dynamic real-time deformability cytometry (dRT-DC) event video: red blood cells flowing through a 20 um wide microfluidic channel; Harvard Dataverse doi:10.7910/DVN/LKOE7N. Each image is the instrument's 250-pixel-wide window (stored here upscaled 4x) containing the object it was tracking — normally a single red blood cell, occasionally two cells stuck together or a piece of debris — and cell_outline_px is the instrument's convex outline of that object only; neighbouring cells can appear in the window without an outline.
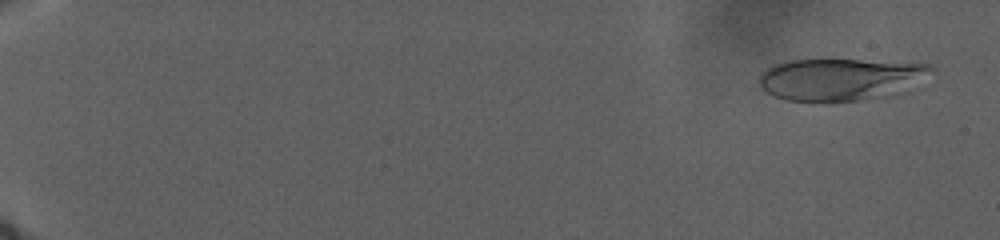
{"species": "human", "species_latin": "Homo sapiens", "temperature_condition": "warm", "stored_images_in_passage": 108, "camera_frame_rate_fps": 3000, "um_per_image_px": 0.085, "donor": {"sex": "male"}, "frame": {"image": 1, "passage_image": 6, "time_ms": 1.667, "image_size_px": [1000, 240], "cell_outline_px": [[936, 72], [872, 96], [860, 100], [828, 104], [820, 104], [784, 100], [772, 96], [760, 88], [760, 72], [772, 64], [784, 60], [860, 60], [928, 64], [936, 68]], "centroid_in_image_um": [71.15, 6.74], "position_along_channel_um": 13.8, "area_um2": 41.44}}
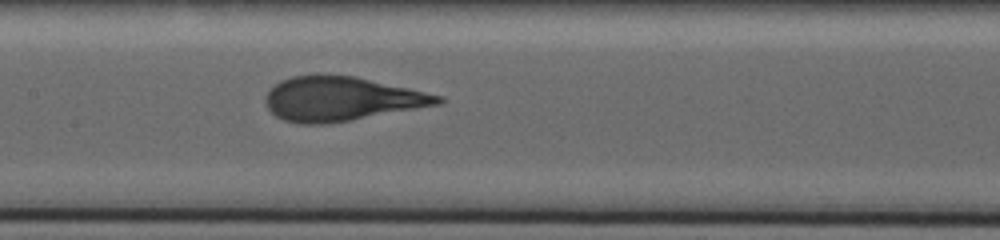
{"frame": {"image": 2, "passage_image": 67, "time_ms": 22.0, "image_size_px": [1000, 240], "cell_outline_px": [[444, 100], [440, 104], [352, 120], [328, 124], [300, 124], [284, 120], [276, 116], [268, 108], [264, 100], [264, 96], [280, 80], [292, 76], [316, 72], [320, 72], [356, 76], [444, 96]], "centroid_in_image_um": [28.98, 8.37], "position_along_channel_um": 178.4, "area_um2": 45.03}}
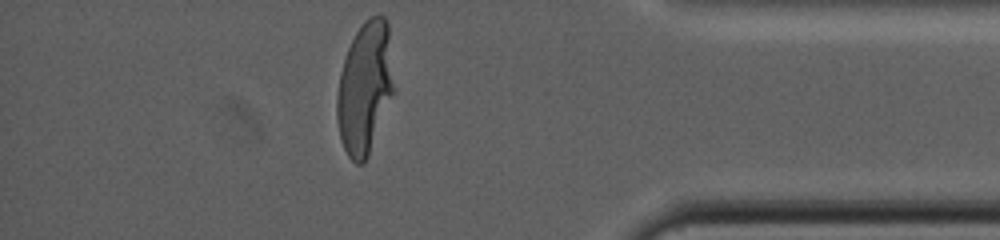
{"frame": {"image": 3, "passage_image": 107, "time_ms": 35.333, "image_size_px": [1000, 240], "cell_outline_px": [[392, 92], [368, 156], [364, 164], [356, 164], [348, 156], [340, 140], [336, 120], [336, 96], [340, 72], [348, 48], [356, 32], [364, 20], [368, 16], [376, 12], [384, 16], [388, 24], [392, 84]], "centroid_in_image_um": [30.96, 7.45], "position_along_channel_um": 404.2, "area_um2": 43.18}}